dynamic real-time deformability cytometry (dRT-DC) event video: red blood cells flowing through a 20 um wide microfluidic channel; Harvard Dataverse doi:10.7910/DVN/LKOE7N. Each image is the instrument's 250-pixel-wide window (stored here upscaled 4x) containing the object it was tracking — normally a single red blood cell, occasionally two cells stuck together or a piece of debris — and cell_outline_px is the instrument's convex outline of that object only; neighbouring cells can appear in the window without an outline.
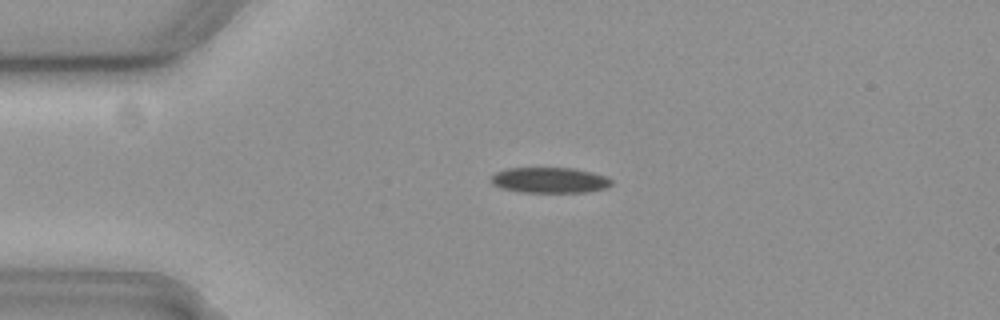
{"species": "common noctule bat (a hibernating species)", "species_latin": "Nyctalus noctula", "temperature_condition": "cold", "stored_images_in_passage": 55, "camera_frame_rate_fps": 3000, "um_per_image_px": 0.085, "animal": {"sex": "female", "body_mass_g": 19.3, "forearm_length_mm": 54.1}, "frame": {"image": 1, "passage_image": 12, "time_ms": 3.667, "image_size_px": [1000, 320], "cell_outline_px": [[612, 184], [608, 188], [588, 192], [520, 192], [500, 188], [492, 184], [492, 176], [496, 172], [508, 168], [572, 168], [592, 172], [604, 176], [612, 180]], "centroid_in_image_um": [46.74, 15.32], "position_along_channel_um": 38.3, "area_um2": 17.98}}
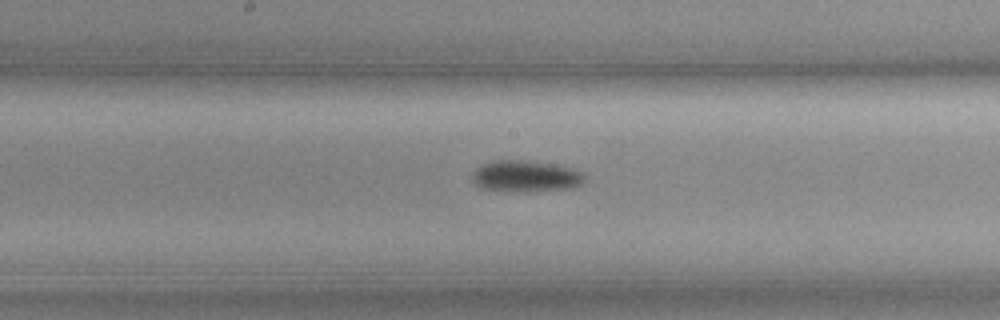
{"frame": {"image": 2, "passage_image": 28, "time_ms": 9.0, "image_size_px": [1000, 320], "cell_outline_px": [[588, 176], [580, 184], [572, 188], [484, 188], [476, 184], [472, 180], [472, 172], [480, 164], [496, 160], [528, 160], [552, 164], [572, 168], [584, 172]], "centroid_in_image_um": [44.71, 14.89], "position_along_channel_um": 203.5, "area_um2": 19.42}}
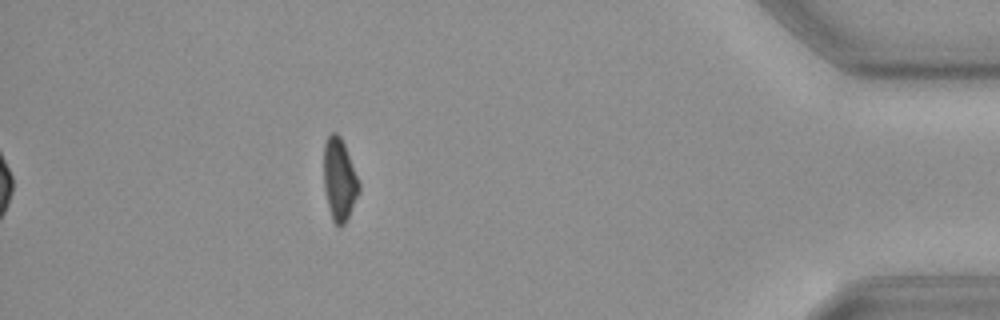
{"frame": {"image": 3, "passage_image": 49, "time_ms": 16.0, "image_size_px": [1000, 320], "cell_outline_px": [[360, 192], [344, 224], [340, 228], [332, 220], [324, 188], [324, 144], [328, 136], [332, 132], [336, 132], [340, 136], [344, 144], [360, 180]], "centroid_in_image_um": [28.86, 15.25], "position_along_channel_um": 406.3, "area_um2": 16.94}, "authors_computed_cell_mechanics": {"area_um2": 18.7272, "velocity_mm_per_s": 3.6933, "shape_relaxation_time_tau1_ms": 6.4945, "shape_relaxation_time_tau2_ms": null, "deformation_change_tau1": 0.1165, "deformation_change_tau2": null}}